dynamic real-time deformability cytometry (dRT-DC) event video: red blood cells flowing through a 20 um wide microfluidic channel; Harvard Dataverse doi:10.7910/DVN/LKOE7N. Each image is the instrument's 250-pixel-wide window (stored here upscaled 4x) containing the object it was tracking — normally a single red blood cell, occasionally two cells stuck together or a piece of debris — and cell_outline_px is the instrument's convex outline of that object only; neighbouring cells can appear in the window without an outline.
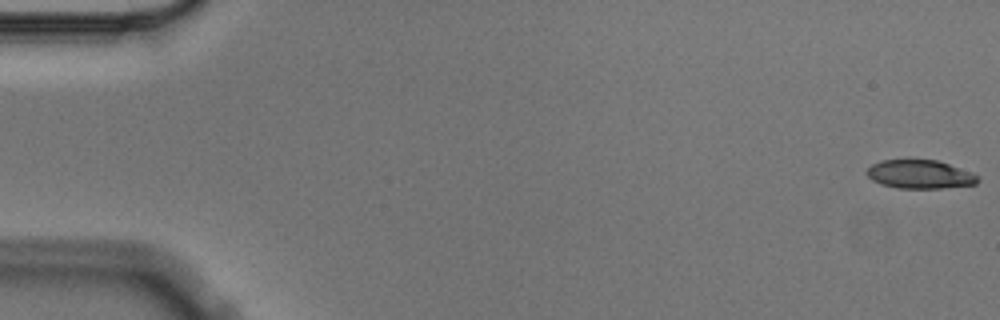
{"species": "Egyptian fruit bat (a non-hibernating species)", "species_latin": "Rousettus aegyptiacus", "temperature_condition": "cold", "stored_images_in_passage": 6, "camera_frame_rate_fps": 3000, "um_per_image_px": 0.085, "animal": {"sex": "male"}, "frame": {"image": 1, "passage_image": 1, "time_ms": 0.0, "image_size_px": [1000, 320], "cell_outline_px": [[980, 180], [976, 184], [940, 188], [896, 188], [880, 184], [872, 180], [864, 172], [872, 164], [880, 160], [936, 160], [972, 172]], "centroid_in_image_um": [78.15, 14.82], "position_along_channel_um": 6.9, "area_um2": 18.44}}
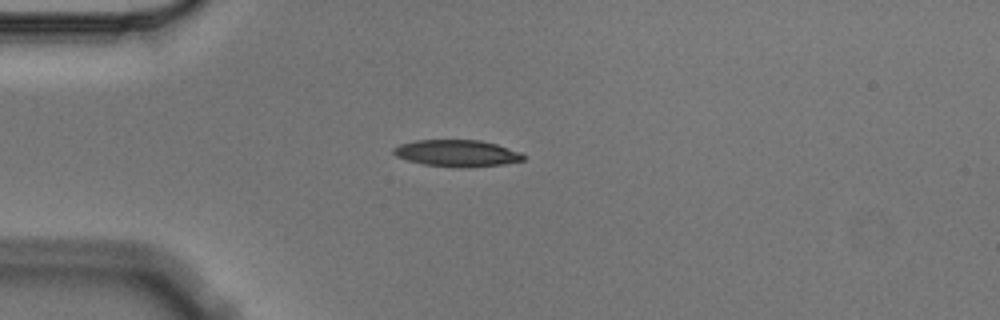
{"frame": {"image": 2, "passage_image": 5, "time_ms": 1.333, "image_size_px": [1000, 320], "cell_outline_px": [[524, 160], [504, 164], [468, 168], [460, 168], [424, 164], [408, 160], [396, 156], [392, 152], [392, 148], [400, 144], [416, 140], [480, 140], [496, 144], [520, 152], [524, 156]], "centroid_in_image_um": [38.83, 13.03], "position_along_channel_um": 46.2, "area_um2": 20.23}}
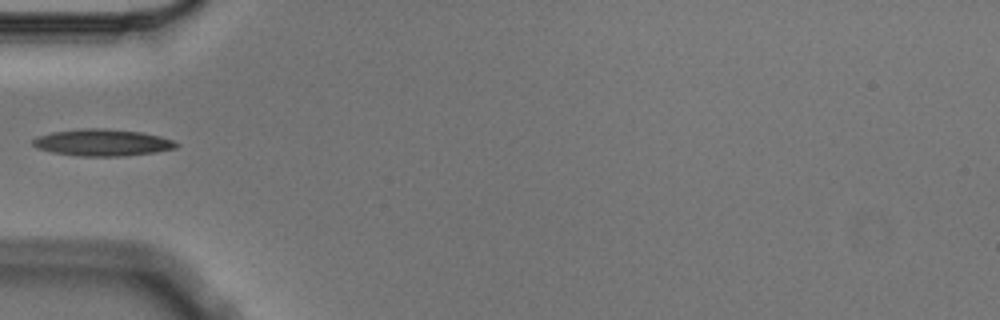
{"frame": {"image": 3, "passage_image": 6, "time_ms": 1.667, "image_size_px": [1000, 320], "cell_outline_px": [[180, 144], [176, 148], [156, 152], [124, 156], [80, 156], [52, 152], [36, 148], [32, 144], [32, 140], [36, 136], [52, 132], [80, 128], [104, 128], [140, 132], [160, 136], [172, 140]], "centroid_in_image_um": [8.68, 12.11], "position_along_channel_um": 76.3, "area_um2": 22.48}}